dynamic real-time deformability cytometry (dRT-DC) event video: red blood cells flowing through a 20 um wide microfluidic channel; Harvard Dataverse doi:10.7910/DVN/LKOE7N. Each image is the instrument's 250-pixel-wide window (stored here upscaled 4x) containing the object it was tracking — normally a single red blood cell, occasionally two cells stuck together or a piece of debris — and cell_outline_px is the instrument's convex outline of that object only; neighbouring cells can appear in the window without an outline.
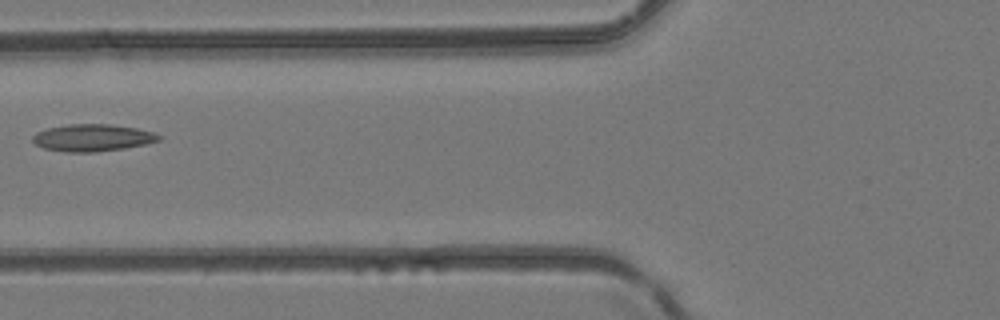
{"species": "common noctule bat (a hibernating species)", "species_latin": "Nyctalus noctula", "temperature_condition": "room temperature", "stored_images_in_passage": 4, "camera_frame_rate_fps": 3000, "um_per_image_px": 0.085, "animal": {"sex": "female", "body_mass_g": 24.6, "forearm_length_mm": 56.2}, "frame": {"image": 1, "passage_image": 4, "time_ms": 1.0, "image_size_px": [1000, 320], "cell_outline_px": [[160, 140], [144, 144], [124, 148], [96, 152], [68, 152], [44, 148], [36, 144], [32, 140], [32, 136], [36, 132], [48, 128], [68, 124], [108, 124], [136, 128], [152, 132], [160, 136]], "centroid_in_image_um": [7.83, 11.7], "position_along_channel_um": 118.0, "area_um2": 19.71}}